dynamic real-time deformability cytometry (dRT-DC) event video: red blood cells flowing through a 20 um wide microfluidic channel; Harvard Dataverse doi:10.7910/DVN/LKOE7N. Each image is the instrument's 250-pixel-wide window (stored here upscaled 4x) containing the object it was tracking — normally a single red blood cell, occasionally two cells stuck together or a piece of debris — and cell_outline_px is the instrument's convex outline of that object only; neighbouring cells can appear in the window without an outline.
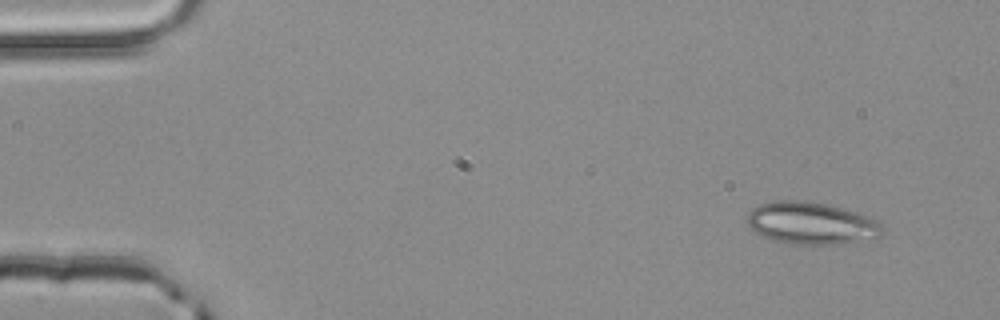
{"species": "common noctule bat (a hibernating species)", "species_latin": "Nyctalus noctula", "temperature_condition": "room temperature", "stored_images_in_passage": 50, "segment_of_instrument_passage": [1, 2], "camera_frame_rate_fps": 3000, "um_per_image_px": 0.085, "animal": {"sex": "male", "body_mass_g": 20.4}, "frame": {"image": 1, "passage_image": 1, "time_ms": 0.0, "image_size_px": [1000, 320], "cell_outline_px": [[884, 236], [836, 244], [792, 244], [772, 240], [756, 232], [748, 224], [748, 212], [752, 208], [760, 204], [776, 200], [804, 200], [824, 204], [840, 208], [876, 220], [884, 228]], "centroid_in_image_um": [68.93, 18.97], "position_along_channel_um": 16.1, "area_um2": 32.83}}
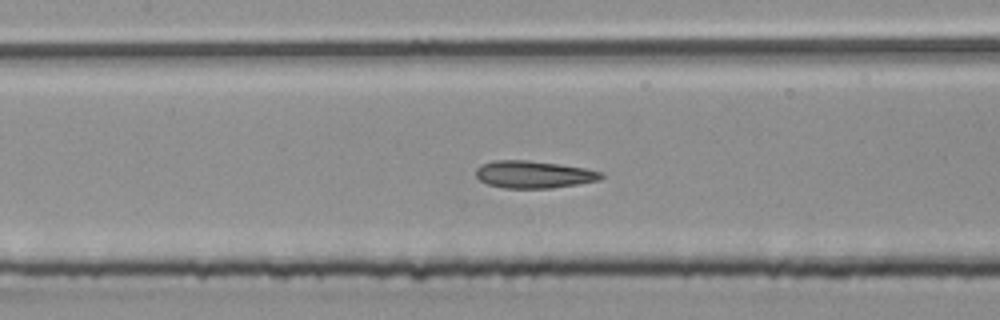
{"frame": {"image": 2, "passage_image": 21, "time_ms": 6.667, "image_size_px": [1000, 320], "cell_outline_px": [[604, 176], [600, 180], [552, 188], [504, 188], [488, 184], [480, 180], [476, 176], [476, 168], [480, 164], [492, 160], [528, 160], [560, 164], [584, 168], [604, 172]], "centroid_in_image_um": [45.36, 14.82], "position_along_channel_um": 162.0, "area_um2": 20.06}}
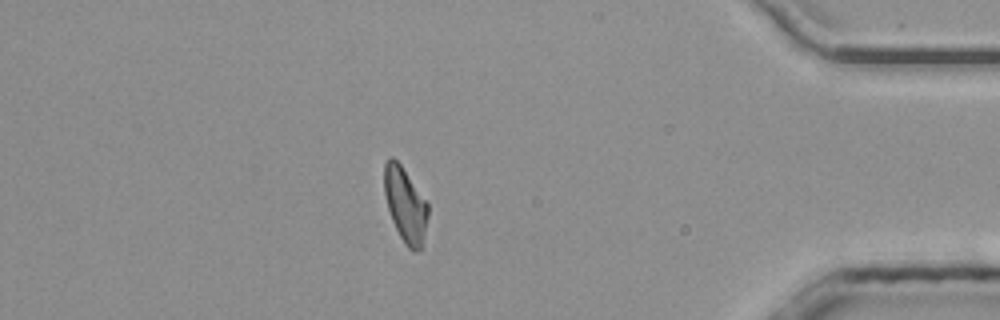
{"frame": {"image": 3, "passage_image": 42, "time_ms": 13.667, "image_size_px": [1000, 320], "cell_outline_px": [[428, 216], [420, 248], [416, 252], [412, 252], [404, 244], [392, 220], [388, 208], [384, 192], [384, 164], [388, 156], [392, 156], [400, 164], [428, 204]], "centroid_in_image_um": [34.42, 17.39], "position_along_channel_um": 400.8, "area_um2": 18.73}}